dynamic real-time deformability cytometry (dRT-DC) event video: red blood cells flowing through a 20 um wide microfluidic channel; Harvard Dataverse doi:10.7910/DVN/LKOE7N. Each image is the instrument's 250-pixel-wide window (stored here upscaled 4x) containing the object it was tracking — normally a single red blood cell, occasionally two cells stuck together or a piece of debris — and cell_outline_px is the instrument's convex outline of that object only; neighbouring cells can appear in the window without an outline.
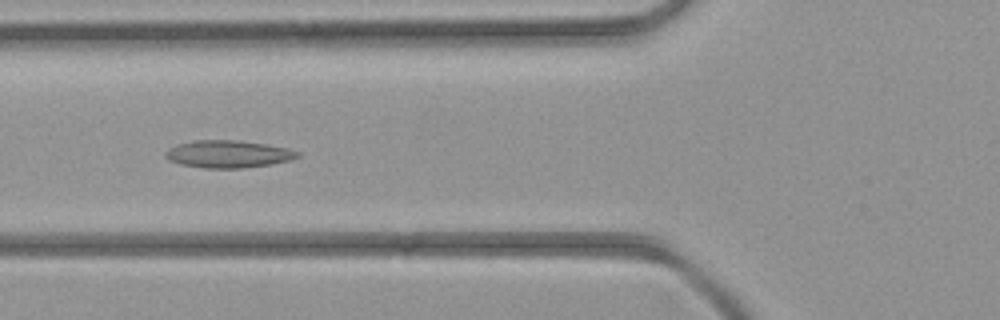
{"species": "common noctule bat (a hibernating species)", "species_latin": "Nyctalus noctula", "temperature_condition": "room temperature", "stored_images_in_passage": 2, "camera_frame_rate_fps": 3000, "um_per_image_px": 0.085, "animal": {"sex": "female", "body_mass_g": 21.9}, "frame": {"image": 1, "passage_image": 2, "time_ms": 1.0, "image_size_px": [1000, 320], "cell_outline_px": [[300, 156], [288, 160], [272, 164], [244, 168], [204, 168], [180, 164], [168, 160], [164, 156], [164, 152], [168, 148], [176, 144], [196, 140], [240, 140], [288, 148], [300, 152]], "centroid_in_image_um": [19.36, 13.09], "position_along_channel_um": 106.4, "area_um2": 21.21}}